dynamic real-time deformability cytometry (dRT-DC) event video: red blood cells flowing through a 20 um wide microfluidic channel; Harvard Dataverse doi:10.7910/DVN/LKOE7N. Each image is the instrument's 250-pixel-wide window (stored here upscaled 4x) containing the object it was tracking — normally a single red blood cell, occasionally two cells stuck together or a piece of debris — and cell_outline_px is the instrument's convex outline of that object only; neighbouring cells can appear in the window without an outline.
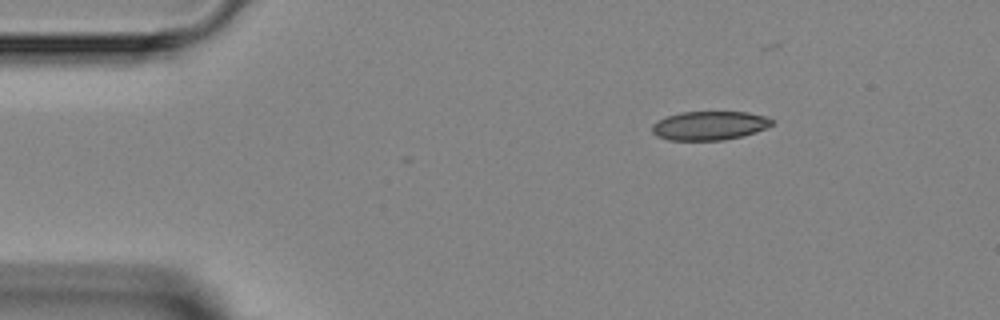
{"species": "Egyptian fruit bat (a non-hibernating species)", "species_latin": "Rousettus aegyptiacus", "temperature_condition": "room temperature", "stored_images_in_passage": 2, "camera_frame_rate_fps": 3000, "um_per_image_px": 0.085, "animal": {"sex": "female"}, "frame": {"image": 1, "passage_image": 1, "time_ms": 0.0, "image_size_px": [1000, 320], "cell_outline_px": [[776, 120], [772, 124], [756, 132], [724, 140], [668, 140], [656, 136], [652, 132], [652, 124], [668, 116], [680, 112], [748, 112], [764, 116]], "centroid_in_image_um": [60.3, 10.68], "position_along_channel_um": 24.7, "area_um2": 20.06}}